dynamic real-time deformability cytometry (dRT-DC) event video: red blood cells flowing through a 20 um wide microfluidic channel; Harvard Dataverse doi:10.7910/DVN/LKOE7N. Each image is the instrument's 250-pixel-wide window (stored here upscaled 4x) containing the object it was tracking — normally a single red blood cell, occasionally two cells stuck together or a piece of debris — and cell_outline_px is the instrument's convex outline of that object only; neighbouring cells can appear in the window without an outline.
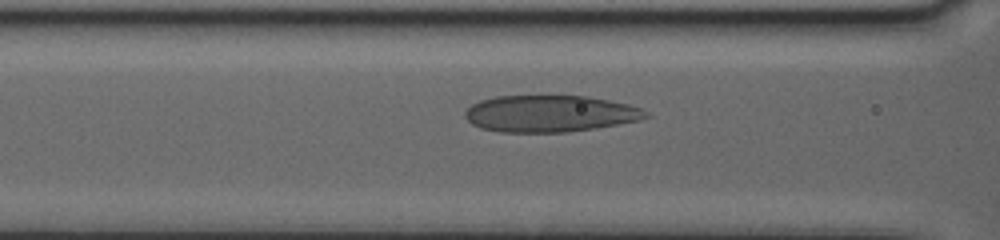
{"species": "human", "species_latin": "Homo sapiens", "temperature_condition": "warm", "stored_images_in_passage": 33, "camera_frame_rate_fps": 3000, "um_per_image_px": 0.085, "donor": {"sex": "female"}, "frame": {"image": 1, "passage_image": 6, "time_ms": 1.667, "image_size_px": [1000, 240], "cell_outline_px": [[652, 116], [640, 120], [592, 128], [564, 132], [500, 132], [480, 128], [472, 124], [464, 116], [464, 112], [472, 104], [480, 100], [496, 96], [584, 96], [628, 104], [640, 108], [648, 112]], "centroid_in_image_um": [46.71, 9.66], "position_along_channel_um": 119.9, "area_um2": 38.44}}
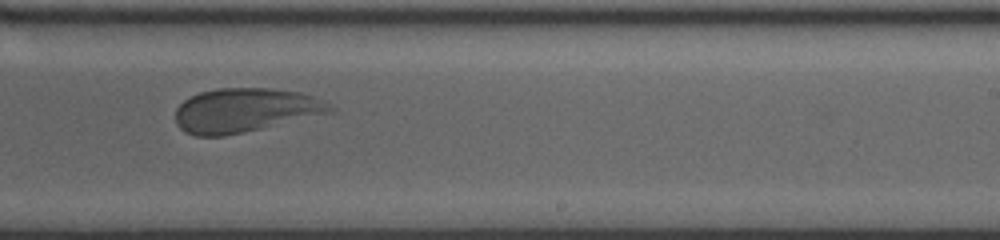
{"frame": {"image": 2, "passage_image": 20, "time_ms": 6.333, "image_size_px": [1000, 240], "cell_outline_px": [[336, 112], [224, 136], [196, 136], [184, 132], [176, 124], [176, 108], [184, 100], [200, 92], [216, 88], [272, 88], [300, 92], [312, 96], [336, 108]], "centroid_in_image_um": [20.83, 9.37], "position_along_channel_um": 268.2, "area_um2": 39.71}}
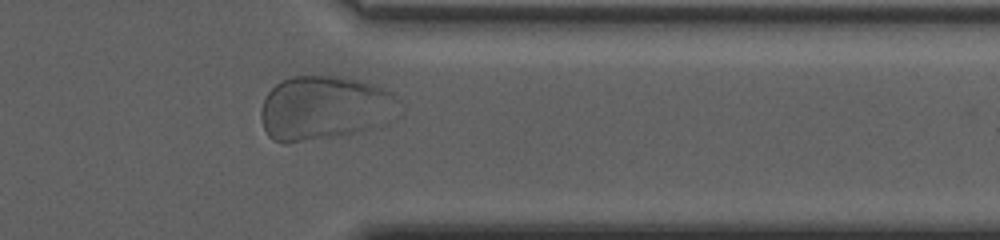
{"frame": {"image": 3, "passage_image": 31, "time_ms": 10.0, "image_size_px": [1000, 240], "cell_outline_px": [[392, 96], [364, 128], [340, 136], [288, 144], [284, 144], [272, 140], [268, 136], [264, 128], [260, 116], [260, 112], [264, 100], [268, 92], [280, 80], [292, 76], [340, 76], [356, 80], [392, 92]], "centroid_in_image_um": [27.15, 9.16], "position_along_channel_um": 384.3, "area_um2": 48.15}}